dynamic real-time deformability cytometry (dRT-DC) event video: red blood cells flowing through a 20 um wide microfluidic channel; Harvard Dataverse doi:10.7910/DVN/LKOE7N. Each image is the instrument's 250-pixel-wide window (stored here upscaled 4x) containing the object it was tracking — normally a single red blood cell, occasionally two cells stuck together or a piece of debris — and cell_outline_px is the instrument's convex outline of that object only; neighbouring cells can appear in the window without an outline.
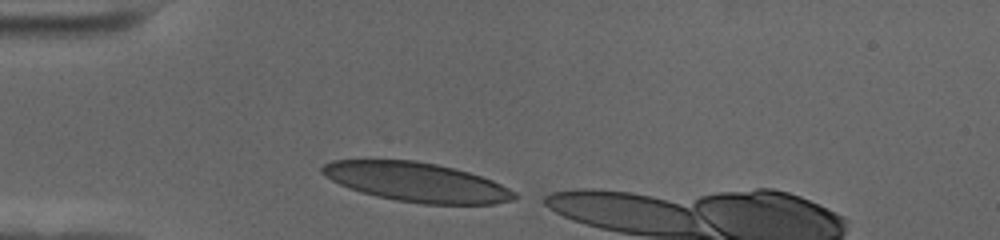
{"species": "human", "species_latin": "Homo sapiens", "temperature_condition": "cold", "stored_images_in_passage": 7, "camera_frame_rate_fps": 3000, "um_per_image_px": 0.085, "donor": {"sex": "female"}, "frame": {"image": 1, "passage_image": 1, "time_ms": 0.0, "image_size_px": [1000, 240], "cell_outline_px": [[520, 196], [516, 200], [492, 204], [424, 204], [396, 200], [376, 196], [348, 188], [324, 176], [320, 172], [320, 168], [324, 164], [332, 160], [416, 160], [436, 164], [468, 172], [492, 180], [516, 192]], "centroid_in_image_um": [35.42, 15.48], "position_along_channel_um": 49.6, "area_um2": 43.99}}
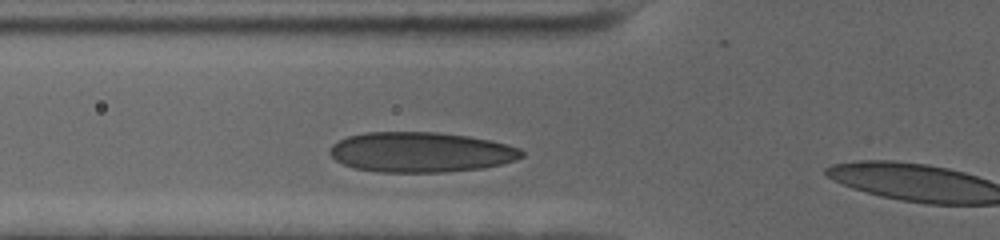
{"frame": {"image": 2, "passage_image": 6, "time_ms": 1.667, "image_size_px": [1000, 240], "cell_outline_px": [[524, 156], [516, 160], [484, 168], [444, 172], [376, 172], [356, 168], [344, 164], [336, 160], [328, 152], [328, 148], [332, 144], [348, 136], [364, 132], [436, 132], [468, 136], [492, 140], [520, 148], [524, 152]], "centroid_in_image_um": [35.77, 12.93], "position_along_channel_um": 90.0, "area_um2": 45.08}}